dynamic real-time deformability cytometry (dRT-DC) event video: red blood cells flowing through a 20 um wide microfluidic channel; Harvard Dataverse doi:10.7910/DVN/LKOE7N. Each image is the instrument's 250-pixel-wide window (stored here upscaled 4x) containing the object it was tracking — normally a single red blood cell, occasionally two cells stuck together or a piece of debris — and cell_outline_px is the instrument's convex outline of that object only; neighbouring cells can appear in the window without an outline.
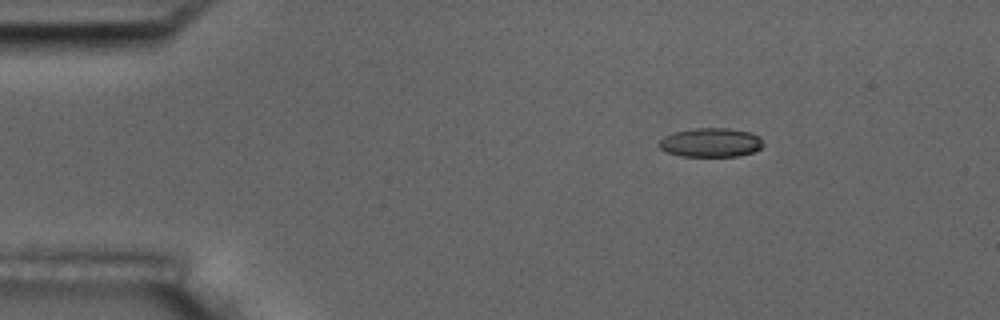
{"species": "common noctule bat (a hibernating species)", "species_latin": "Nyctalus noctula", "temperature_condition": "room temperature", "stored_images_in_passage": 15, "camera_frame_rate_fps": 3000, "um_per_image_px": 0.085, "animal": {"sex": "male", "body_mass_g": 17.5, "forearm_length_mm": 52.3}, "frame": {"image": 1, "passage_image": 1, "time_ms": 0.0, "image_size_px": [1000, 320], "cell_outline_px": [[764, 144], [760, 148], [752, 152], [740, 156], [680, 156], [668, 152], [660, 148], [656, 144], [664, 136], [672, 132], [696, 128], [728, 128], [748, 132], [760, 136]], "centroid_in_image_um": [60.4, 12.11], "position_along_channel_um": 24.6, "area_um2": 17.69}}
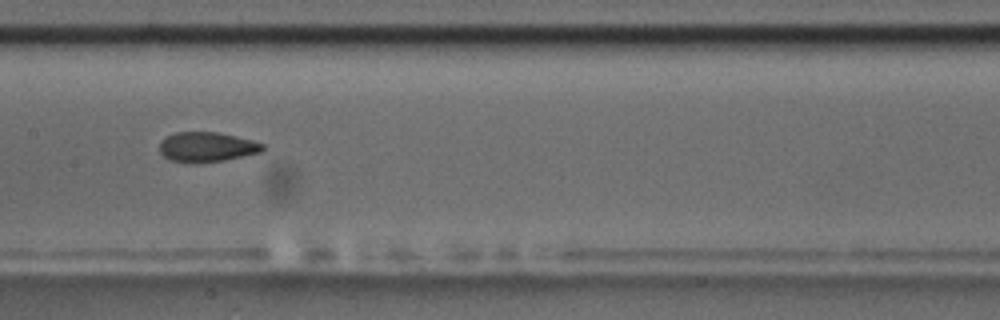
{"frame": {"image": 2, "passage_image": 7, "time_ms": 6.667, "image_size_px": [1000, 320], "cell_outline_px": [[264, 148], [260, 152], [224, 160], [196, 164], [192, 164], [172, 160], [164, 156], [160, 152], [160, 140], [176, 132], [216, 132], [236, 136], [252, 140], [264, 144]], "centroid_in_image_um": [17.56, 12.5], "position_along_channel_um": 189.8, "area_um2": 17.92}}
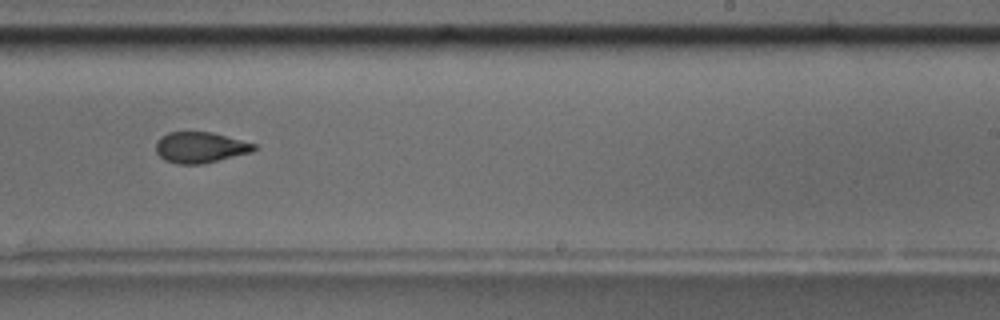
{"frame": {"image": 3, "passage_image": 9, "time_ms": 9.0, "image_size_px": [1000, 320], "cell_outline_px": [[260, 148], [252, 152], [200, 164], [176, 164], [164, 160], [156, 152], [156, 140], [160, 136], [168, 132], [212, 132], [256, 144]], "centroid_in_image_um": [17.01, 12.52], "position_along_channel_um": 272.0, "area_um2": 17.74}, "authors_computed_cell_mechanics": {"area_um2": 18.3226, "velocity_mm_per_s": 3.5382, "shape_relaxation_time_tau1_ms": null, "shape_relaxation_time_tau2_ms": 1.9573, "deformation_change_tau1": null, "deformation_change_tau2": 0.0929}}